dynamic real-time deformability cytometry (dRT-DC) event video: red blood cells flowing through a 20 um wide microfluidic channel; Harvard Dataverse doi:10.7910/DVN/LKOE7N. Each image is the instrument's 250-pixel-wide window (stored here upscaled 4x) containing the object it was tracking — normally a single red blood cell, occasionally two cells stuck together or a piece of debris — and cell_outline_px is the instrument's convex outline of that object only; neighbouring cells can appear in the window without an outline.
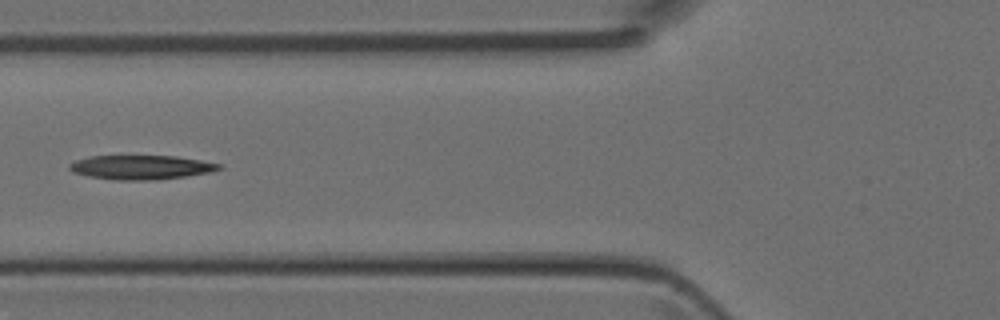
{"species": "Egyptian fruit bat (a non-hibernating species)", "species_latin": "Rousettus aegyptiacus", "temperature_condition": "room temperature", "stored_images_in_passage": 4, "camera_frame_rate_fps": 3000, "um_per_image_px": 0.085, "animal": {"sex": "female"}, "frame": {"image": 1, "passage_image": 4, "time_ms": 1.0, "image_size_px": [1000, 320], "cell_outline_px": [[220, 168], [212, 172], [156, 180], [116, 180], [88, 176], [72, 172], [68, 168], [68, 164], [76, 160], [88, 156], [176, 156], [200, 160], [220, 164]], "centroid_in_image_um": [11.94, 14.22], "position_along_channel_um": 113.9, "area_um2": 21.04}}